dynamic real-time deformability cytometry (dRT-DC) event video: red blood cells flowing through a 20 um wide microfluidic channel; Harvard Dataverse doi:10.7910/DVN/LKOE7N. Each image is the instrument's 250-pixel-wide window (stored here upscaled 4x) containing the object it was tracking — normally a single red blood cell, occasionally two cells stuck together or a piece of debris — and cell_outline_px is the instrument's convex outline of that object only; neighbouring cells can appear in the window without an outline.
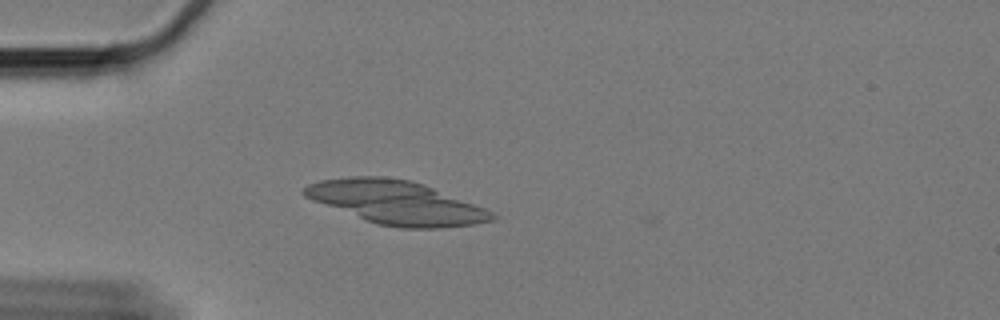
{"species": "Egyptian fruit bat (a non-hibernating species)", "species_latin": "Rousettus aegyptiacus", "temperature_condition": "cold", "stored_images_in_passage": 62, "camera_frame_rate_fps": 3000, "um_per_image_px": 0.085, "animal": {"sex": "female"}, "frame": {"image": 1, "passage_image": 18, "time_ms": 5.667, "image_size_px": [1000, 320], "cell_outline_px": [[480, 220], [464, 224], [384, 224], [372, 220], [320, 200], [304, 192], [316, 184], [332, 180], [400, 180], [416, 184], [464, 204], [472, 208]], "centroid_in_image_um": [33.43, 17.18], "position_along_channel_um": 51.6, "area_um2": 37.57}}